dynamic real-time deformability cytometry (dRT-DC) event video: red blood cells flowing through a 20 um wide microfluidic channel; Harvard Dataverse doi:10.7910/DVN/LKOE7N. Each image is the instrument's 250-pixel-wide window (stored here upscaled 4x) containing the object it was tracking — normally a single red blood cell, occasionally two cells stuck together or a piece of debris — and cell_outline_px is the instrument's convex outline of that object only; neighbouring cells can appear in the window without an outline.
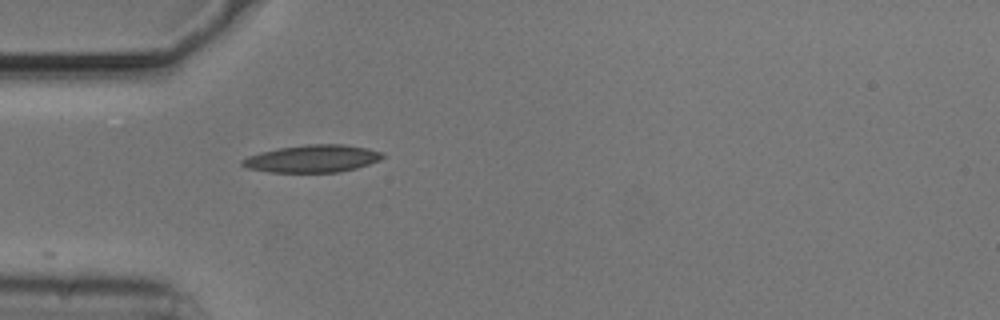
{"species": "common noctule bat (a hibernating species)", "species_latin": "Nyctalus noctula", "temperature_condition": "cold", "stored_images_in_passage": 12, "camera_frame_rate_fps": 3000, "um_per_image_px": 0.085, "animal": {"sex": "male", "body_mass_g": 20.5, "forearm_length_mm": 52.5}, "frame": {"image": 1, "passage_image": 1, "time_ms": 0.0, "image_size_px": [1000, 320], "cell_outline_px": [[384, 156], [380, 160], [356, 168], [340, 172], [268, 172], [244, 168], [240, 164], [240, 160], [248, 156], [260, 152], [276, 148], [308, 144], [344, 144], [368, 148], [384, 152]], "centroid_in_image_um": [26.53, 13.48], "position_along_channel_um": 58.5, "area_um2": 22.72}}
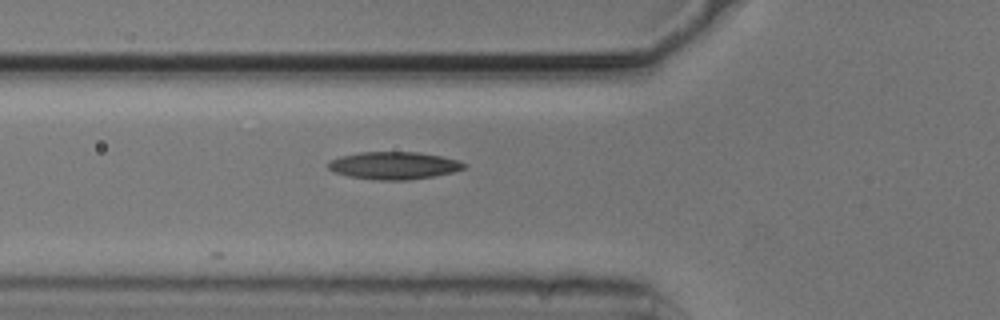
{"frame": {"image": 2, "passage_image": 4, "time_ms": 1.0, "image_size_px": [1000, 320], "cell_outline_px": [[464, 168], [452, 172], [432, 176], [408, 180], [376, 180], [348, 176], [332, 172], [328, 168], [328, 160], [340, 156], [360, 152], [420, 152], [440, 156], [456, 160], [464, 164]], "centroid_in_image_um": [33.39, 14.07], "position_along_channel_um": 92.4, "area_um2": 21.68}}
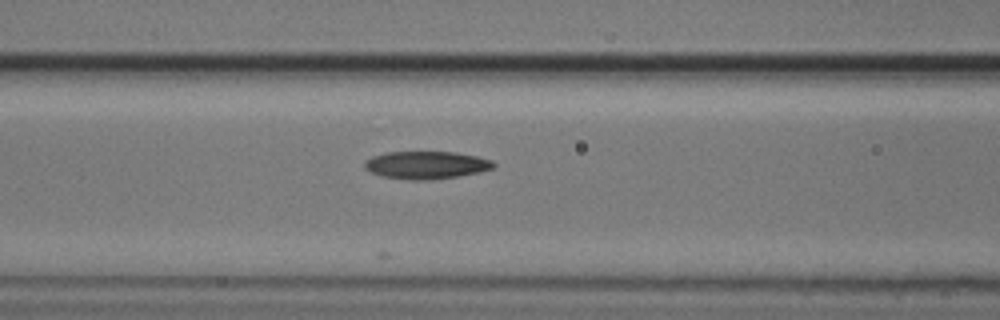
{"frame": {"image": 3, "passage_image": 7, "time_ms": 2.0, "image_size_px": [1000, 320], "cell_outline_px": [[496, 164], [492, 168], [480, 172], [432, 180], [408, 180], [380, 176], [364, 168], [364, 160], [372, 156], [384, 152], [456, 152], [476, 156], [492, 160]], "centroid_in_image_um": [36.19, 14.03], "position_along_channel_um": 130.4, "area_um2": 20.92}}